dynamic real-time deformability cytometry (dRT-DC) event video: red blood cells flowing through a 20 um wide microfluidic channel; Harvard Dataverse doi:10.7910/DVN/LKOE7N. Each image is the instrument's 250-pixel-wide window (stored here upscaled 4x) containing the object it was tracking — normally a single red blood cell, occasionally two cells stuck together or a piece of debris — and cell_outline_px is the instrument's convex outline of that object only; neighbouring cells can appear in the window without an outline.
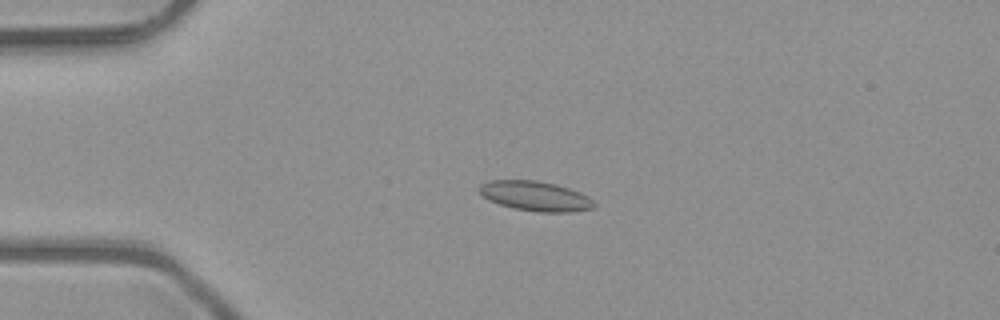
{"species": "common noctule bat (a hibernating species)", "species_latin": "Nyctalus noctula", "temperature_condition": "room temperature", "stored_images_in_passage": 5, "camera_frame_rate_fps": 3000, "um_per_image_px": 0.085, "animal": {"sex": "male", "body_mass_g": 23.1, "forearm_length_mm": 52.7}, "frame": {"image": 1, "passage_image": 3, "time_ms": 0.667, "image_size_px": [1000, 320], "cell_outline_px": [[596, 204], [592, 208], [572, 212], [540, 212], [516, 208], [500, 204], [488, 200], [476, 188], [480, 184], [488, 180], [536, 180], [556, 184], [580, 192], [588, 196]], "centroid_in_image_um": [45.49, 16.65], "position_along_channel_um": 39.5, "area_um2": 19.88}}
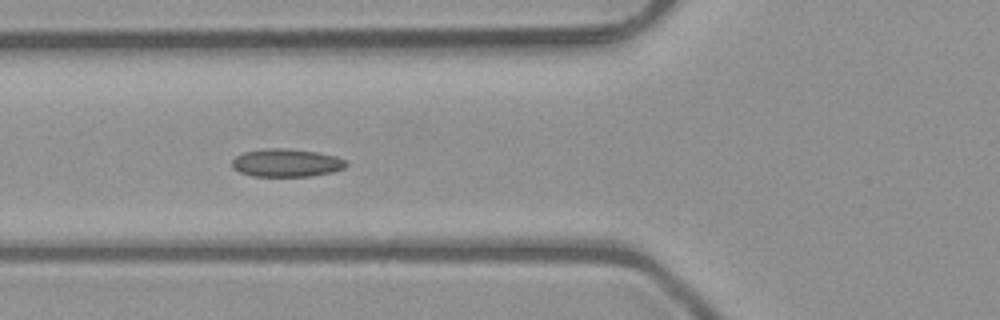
{"frame": {"image": 2, "passage_image": 5, "time_ms": 1.333, "image_size_px": [1000, 320], "cell_outline_px": [[348, 164], [344, 168], [332, 172], [312, 176], [252, 176], [240, 172], [232, 168], [232, 160], [236, 156], [244, 152], [268, 148], [284, 148], [320, 152], [336, 156], [348, 160]], "centroid_in_image_um": [24.38, 13.84], "position_along_channel_um": 101.4, "area_um2": 18.79}}